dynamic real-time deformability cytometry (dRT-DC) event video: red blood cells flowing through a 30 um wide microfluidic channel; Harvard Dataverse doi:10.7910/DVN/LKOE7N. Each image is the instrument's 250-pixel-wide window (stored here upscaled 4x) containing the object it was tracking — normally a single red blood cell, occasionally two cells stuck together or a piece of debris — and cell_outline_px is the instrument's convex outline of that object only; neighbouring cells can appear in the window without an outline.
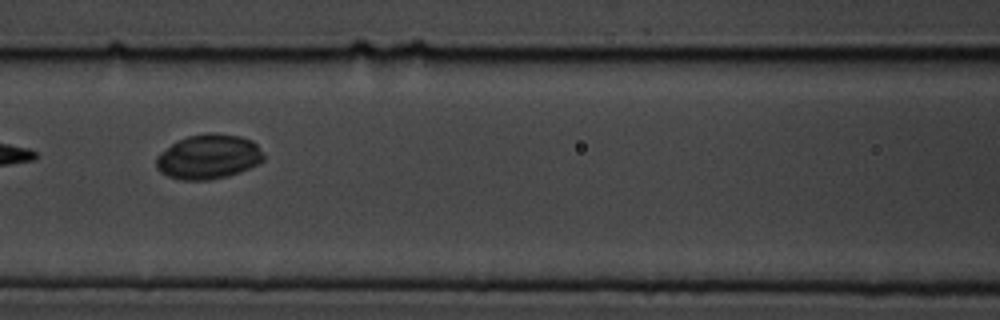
{"species": "common noctule bat (a hibernating species)", "species_latin": "Nyctalus noctula", "temperature_condition": "cold", "stored_images_in_passage": 5, "camera_frame_rate_fps": 3000, "um_per_image_px": 0.085, "animal": {"sex": "male", "body_mass_g": 19.5, "forearm_length_mm": 54.6}, "frame": {"image": 1, "passage_image": 3, "time_ms": 2.333, "image_size_px": [1000, 320], "cell_outline_px": [[264, 160], [248, 168], [228, 176], [208, 180], [180, 180], [168, 176], [160, 172], [156, 168], [156, 156], [160, 152], [172, 144], [188, 136], [208, 132], [216, 132], [240, 136], [252, 140], [256, 144], [264, 156]], "centroid_in_image_um": [17.7, 13.32], "position_along_channel_um": 148.9, "area_um2": 27.92}}
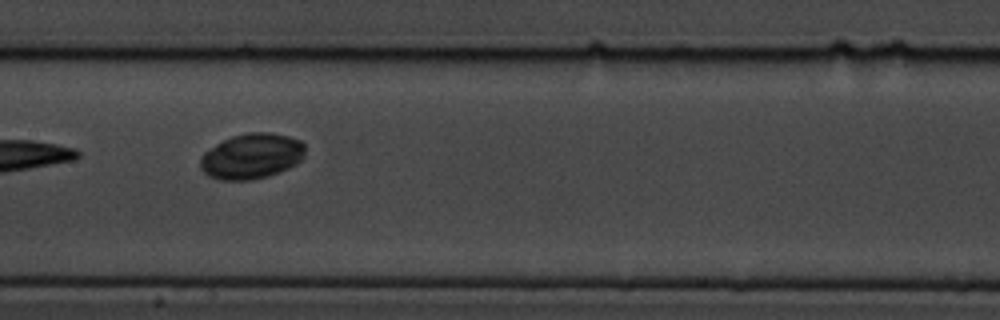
{"frame": {"image": 2, "passage_image": 4, "time_ms": 3.333, "image_size_px": [1000, 320], "cell_outline_px": [[304, 156], [296, 164], [288, 168], [268, 176], [252, 180], [220, 180], [208, 176], [200, 168], [200, 156], [204, 152], [216, 144], [232, 136], [248, 132], [268, 132], [288, 136], [300, 140], [304, 144]], "centroid_in_image_um": [21.37, 13.28], "position_along_channel_um": 186.0, "area_um2": 27.8}}
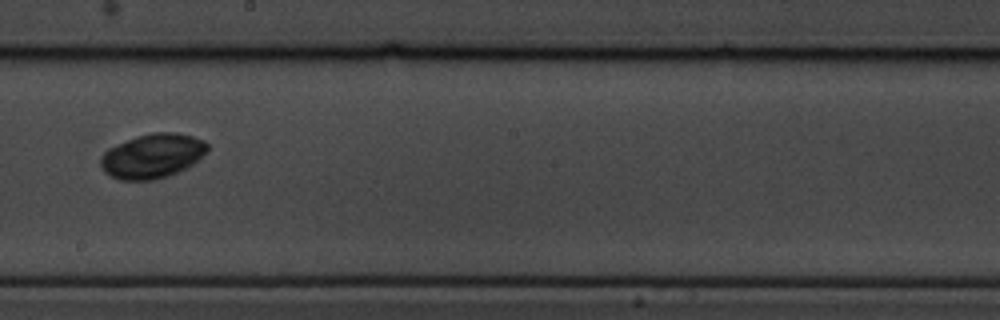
{"frame": {"image": 3, "passage_image": 5, "time_ms": 4.667, "image_size_px": [1000, 320], "cell_outline_px": [[208, 148], [192, 164], [168, 176], [152, 180], [120, 180], [108, 176], [104, 172], [100, 164], [100, 156], [108, 148], [136, 136], [152, 132], [176, 132], [192, 136], [204, 140], [208, 144]], "centroid_in_image_um": [12.9, 13.25], "position_along_channel_um": 235.3, "area_um2": 27.57}}